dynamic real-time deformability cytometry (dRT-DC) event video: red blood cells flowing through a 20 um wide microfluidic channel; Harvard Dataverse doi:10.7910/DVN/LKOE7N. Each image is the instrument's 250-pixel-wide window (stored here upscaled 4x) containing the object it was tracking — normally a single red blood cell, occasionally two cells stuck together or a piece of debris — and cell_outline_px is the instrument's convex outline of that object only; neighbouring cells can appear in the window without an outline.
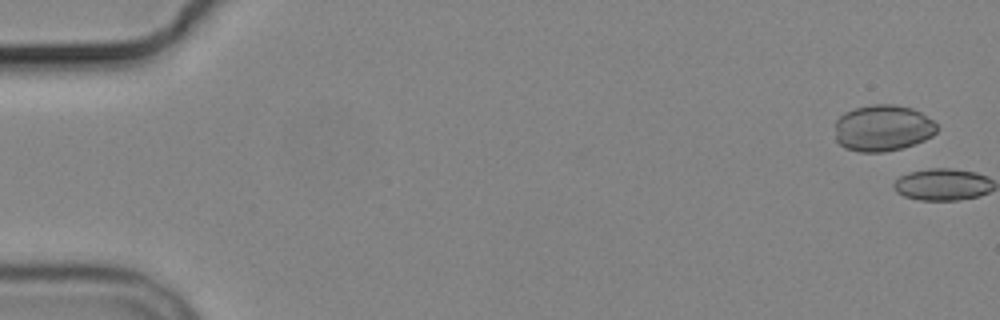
{"species": "common noctule bat (a hibernating species)", "species_latin": "Nyctalus noctula", "temperature_condition": "cold", "stored_images_in_passage": 7, "camera_frame_rate_fps": 3000, "um_per_image_px": 0.085, "animal": {"sex": "male", "body_mass_g": 19.2, "forearm_length_mm": 51.8}, "frame": {"image": 1, "passage_image": 1, "time_ms": 0.0, "image_size_px": [1000, 320], "cell_outline_px": [[940, 128], [932, 136], [924, 140], [900, 148], [884, 152], [860, 152], [844, 148], [836, 140], [836, 120], [844, 112], [856, 108], [872, 104], [896, 104], [912, 108], [920, 112], [932, 120]], "centroid_in_image_um": [75.03, 10.88], "position_along_channel_um": 10.0, "area_um2": 27.57}}
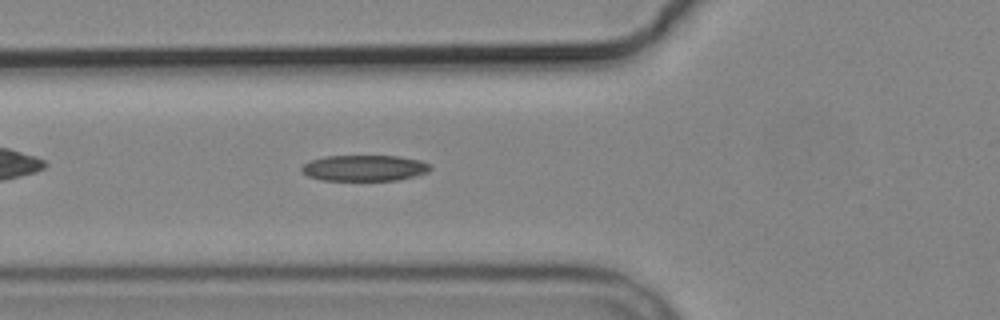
{"frame": {"image": 2, "passage_image": 7, "time_ms": 7.0, "image_size_px": [1000, 320], "cell_outline_px": [[432, 168], [428, 172], [396, 180], [320, 180], [308, 176], [300, 172], [300, 168], [308, 160], [324, 156], [400, 156], [420, 160], [432, 164]], "centroid_in_image_um": [30.94, 14.27], "position_along_channel_um": 94.9, "area_um2": 19.65}}